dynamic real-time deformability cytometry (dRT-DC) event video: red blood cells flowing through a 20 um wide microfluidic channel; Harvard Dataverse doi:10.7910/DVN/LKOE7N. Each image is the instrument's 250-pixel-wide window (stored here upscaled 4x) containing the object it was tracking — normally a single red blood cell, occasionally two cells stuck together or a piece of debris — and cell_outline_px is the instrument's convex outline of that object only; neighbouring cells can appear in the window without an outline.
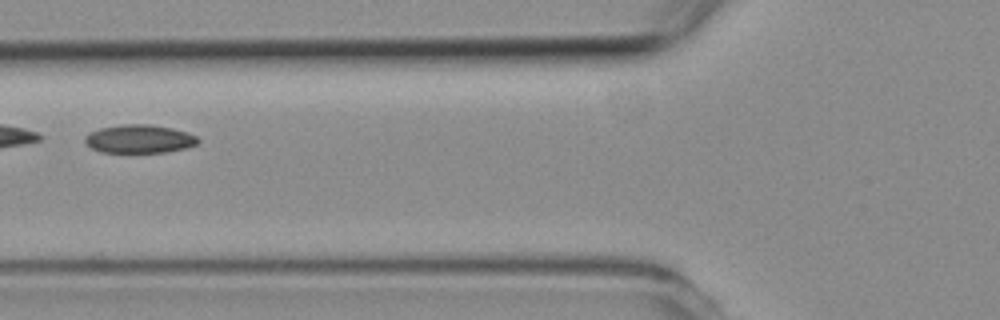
{"species": "common noctule bat (a hibernating species)", "species_latin": "Nyctalus noctula", "temperature_condition": "room temperature", "stored_images_in_passage": 3, "camera_frame_rate_fps": 3000, "um_per_image_px": 0.085, "animal": {"sex": "female", "body_mass_g": 19.3, "forearm_length_mm": 54.1}, "frame": {"image": 1, "passage_image": 3, "time_ms": 2.333, "image_size_px": [1000, 320], "cell_outline_px": [[200, 140], [196, 144], [184, 148], [164, 152], [100, 152], [92, 148], [84, 140], [84, 136], [88, 132], [100, 128], [124, 124], [152, 124], [172, 128], [188, 132], [196, 136]], "centroid_in_image_um": [11.83, 11.79], "position_along_channel_um": 114.0, "area_um2": 18.67}}